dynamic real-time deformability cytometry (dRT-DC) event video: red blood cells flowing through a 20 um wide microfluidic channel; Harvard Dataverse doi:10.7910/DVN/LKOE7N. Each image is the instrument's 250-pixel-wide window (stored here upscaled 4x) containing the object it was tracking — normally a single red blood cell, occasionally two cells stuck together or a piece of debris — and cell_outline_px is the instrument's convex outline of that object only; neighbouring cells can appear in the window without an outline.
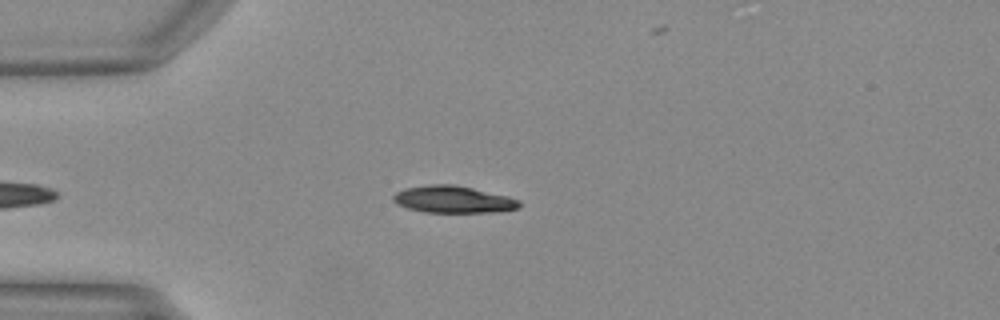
{"species": "Egyptian fruit bat (a non-hibernating species)", "species_latin": "Rousettus aegyptiacus", "temperature_condition": "warm", "stored_images_in_passage": 35, "camera_frame_rate_fps": 3000, "um_per_image_px": 0.085, "animal": {"sex": "female"}, "frame": {"image": 1, "passage_image": 2, "time_ms": 0.333, "image_size_px": [1000, 320], "cell_outline_px": [[520, 208], [492, 212], [424, 212], [408, 208], [396, 204], [392, 200], [392, 196], [396, 192], [404, 188], [428, 184], [452, 184], [472, 188], [508, 196], [520, 200]], "centroid_in_image_um": [38.49, 16.94], "position_along_channel_um": 46.5, "area_um2": 19.88}}
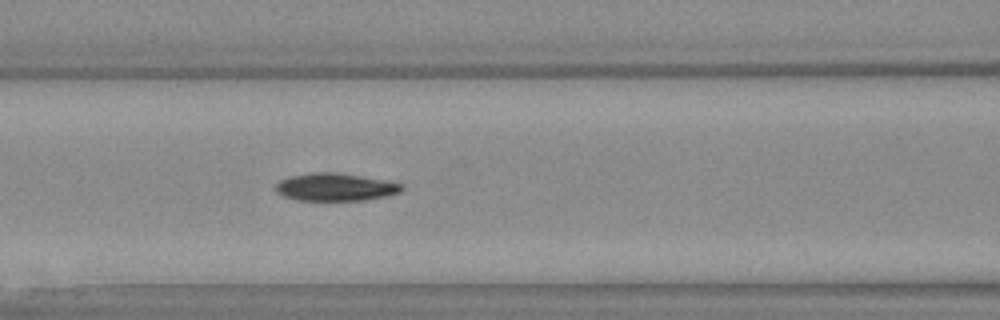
{"frame": {"image": 2, "passage_image": 10, "time_ms": 3.0, "image_size_px": [1000, 320], "cell_outline_px": [[404, 188], [400, 192], [388, 196], [364, 200], [296, 200], [284, 196], [276, 192], [276, 184], [280, 180], [292, 176], [312, 172], [336, 172], [380, 180], [400, 184]], "centroid_in_image_um": [28.46, 15.91], "position_along_channel_um": 138.1, "area_um2": 20.0}}
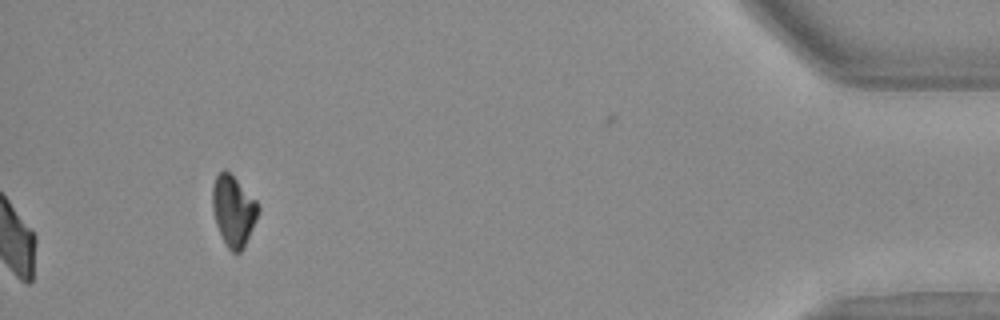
{"frame": {"image": 3, "passage_image": 35, "time_ms": 11.333, "image_size_px": [1000, 320], "cell_outline_px": [[260, 208], [244, 248], [240, 252], [232, 252], [228, 248], [216, 224], [212, 208], [212, 188], [216, 176], [224, 168], [260, 204]], "centroid_in_image_um": [19.83, 17.91], "position_along_channel_um": 415.4, "area_um2": 18.5}}